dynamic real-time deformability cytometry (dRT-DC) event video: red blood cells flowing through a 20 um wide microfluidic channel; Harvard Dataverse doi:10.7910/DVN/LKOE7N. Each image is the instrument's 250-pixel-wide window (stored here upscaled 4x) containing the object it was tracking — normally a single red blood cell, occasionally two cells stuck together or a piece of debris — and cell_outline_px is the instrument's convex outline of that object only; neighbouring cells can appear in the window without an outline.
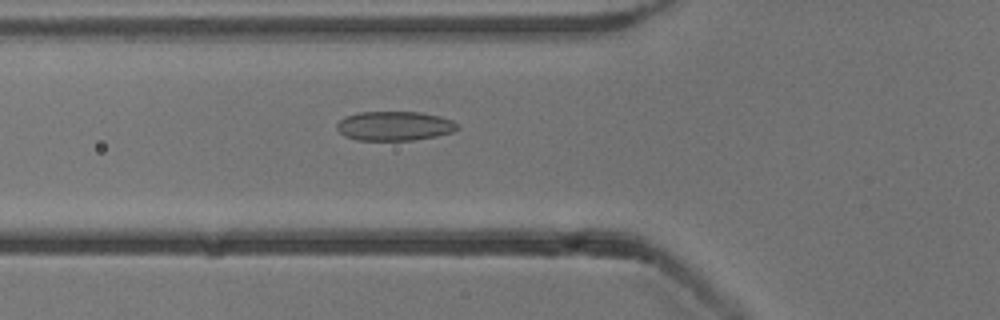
{"species": "common noctule bat (a hibernating species)", "species_latin": "Nyctalus noctula", "temperature_condition": "cold", "stored_images_in_passage": 42, "camera_frame_rate_fps": 3000, "um_per_image_px": 0.085, "animal": {"sex": "male", "body_mass_g": 13.3}, "frame": {"image": 1, "passage_image": 8, "time_ms": 2.333, "image_size_px": [1000, 320], "cell_outline_px": [[460, 128], [452, 132], [436, 136], [412, 140], [356, 140], [344, 136], [336, 128], [336, 124], [344, 116], [360, 112], [420, 112], [440, 116], [452, 120]], "centroid_in_image_um": [33.51, 10.7], "position_along_channel_um": 92.3, "area_um2": 20.63}}
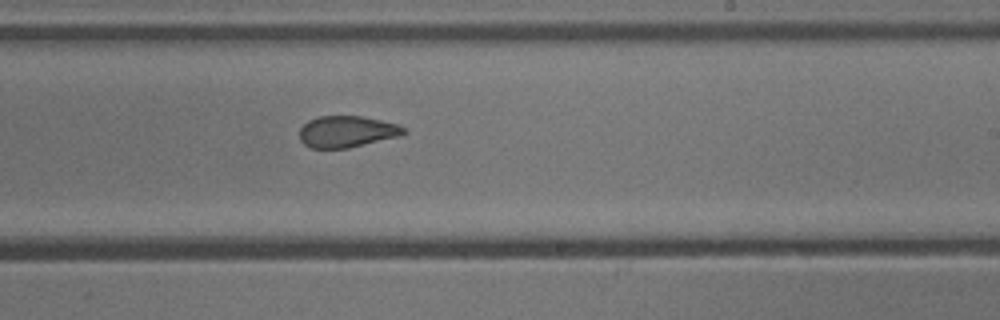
{"frame": {"image": 2, "passage_image": 21, "time_ms": 6.667, "image_size_px": [1000, 320], "cell_outline_px": [[408, 132], [400, 136], [348, 148], [312, 148], [304, 144], [300, 140], [300, 128], [308, 120], [320, 116], [360, 116], [380, 120], [396, 124], [404, 128]], "centroid_in_image_um": [29.47, 11.19], "position_along_channel_um": 259.5, "area_um2": 19.02}}
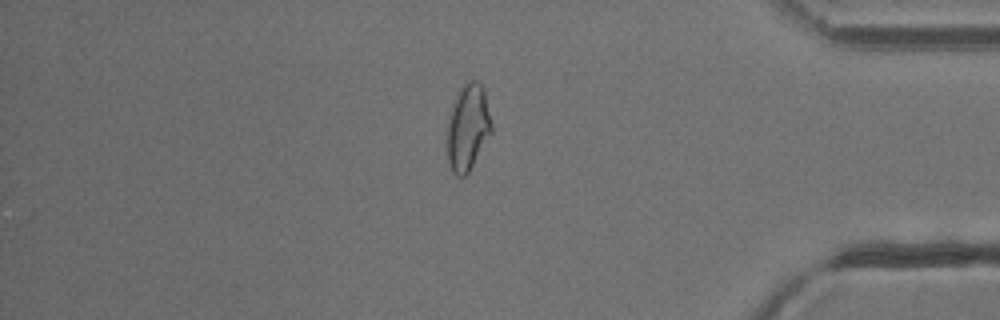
{"frame": {"image": 3, "passage_image": 34, "time_ms": 11.0, "image_size_px": [1000, 320], "cell_outline_px": [[492, 132], [468, 172], [464, 176], [456, 176], [452, 172], [448, 160], [448, 116], [456, 96], [460, 88], [468, 80], [476, 80], [484, 88], [492, 124]], "centroid_in_image_um": [39.77, 10.81], "position_along_channel_um": 395.4, "area_um2": 22.14}, "authors_computed_cell_mechanics": {"area_um2": 20.6057, "velocity_mm_per_s": 3.847, "shape_relaxation_time_tau1_ms": 7.8654, "shape_relaxation_time_tau2_ms": 1.759, "deformation_change_tau1": 0.1606, "deformation_change_tau2": 0.0791}}